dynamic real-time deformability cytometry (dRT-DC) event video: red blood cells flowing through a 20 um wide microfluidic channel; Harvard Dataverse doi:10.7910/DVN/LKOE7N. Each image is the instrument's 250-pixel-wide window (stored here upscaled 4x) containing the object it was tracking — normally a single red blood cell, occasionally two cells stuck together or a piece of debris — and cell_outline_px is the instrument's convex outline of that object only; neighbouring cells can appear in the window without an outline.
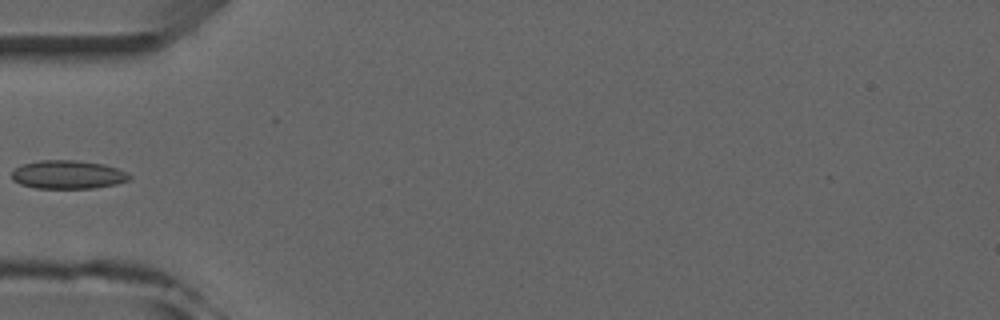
{"species": "common noctule bat (a hibernating species)", "species_latin": "Nyctalus noctula", "temperature_condition": "room temperature", "stored_images_in_passage": 4, "camera_frame_rate_fps": 3000, "um_per_image_px": 0.085, "animal": {"sex": "male", "forearm_length_mm": 52.5}, "frame": {"image": 1, "passage_image": 3, "time_ms": 2.333, "image_size_px": [1000, 320], "cell_outline_px": [[132, 176], [128, 180], [116, 184], [92, 188], [36, 188], [20, 184], [12, 180], [12, 172], [16, 168], [24, 164], [40, 160], [76, 160], [104, 164], [116, 168]], "centroid_in_image_um": [5.76, 14.84], "position_along_channel_um": 79.2, "area_um2": 19.36}}
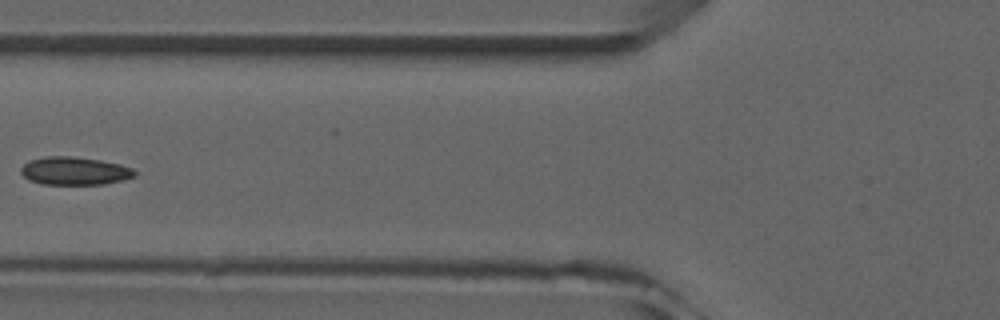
{"frame": {"image": 2, "passage_image": 4, "time_ms": 3.333, "image_size_px": [1000, 320], "cell_outline_px": [[136, 176], [124, 180], [104, 184], [40, 184], [28, 180], [20, 172], [20, 168], [28, 160], [44, 156], [76, 156], [100, 160], [120, 164], [132, 168], [136, 172]], "centroid_in_image_um": [6.32, 14.52], "position_along_channel_um": 119.5, "area_um2": 18.84}}